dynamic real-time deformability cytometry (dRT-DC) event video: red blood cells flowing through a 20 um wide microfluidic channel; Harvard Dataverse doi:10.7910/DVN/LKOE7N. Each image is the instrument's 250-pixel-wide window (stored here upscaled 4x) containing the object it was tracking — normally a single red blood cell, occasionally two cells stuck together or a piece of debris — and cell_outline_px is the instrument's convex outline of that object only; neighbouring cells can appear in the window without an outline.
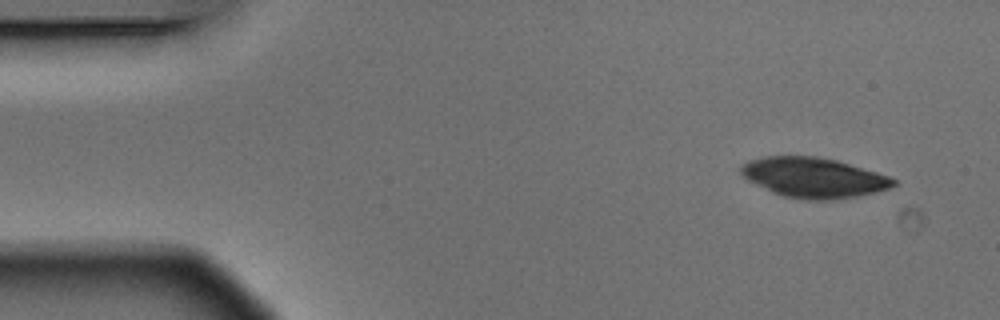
{"species": "Egyptian fruit bat (a non-hibernating species)", "species_latin": "Rousettus aegyptiacus", "temperature_condition": "warm", "stored_images_in_passage": 4, "camera_frame_rate_fps": 3000, "um_per_image_px": 0.085, "animal": {"sex": "male"}, "frame": {"image": 1, "passage_image": 1, "time_ms": 0.0, "image_size_px": [1000, 320], "cell_outline_px": [[896, 184], [888, 188], [856, 196], [828, 200], [808, 200], [784, 196], [772, 192], [748, 180], [740, 172], [740, 164], [748, 160], [764, 156], [816, 156], [836, 160], [876, 172], [888, 176], [896, 180]], "centroid_in_image_um": [69.1, 15.08], "position_along_channel_um": 15.9, "area_um2": 35.26}}